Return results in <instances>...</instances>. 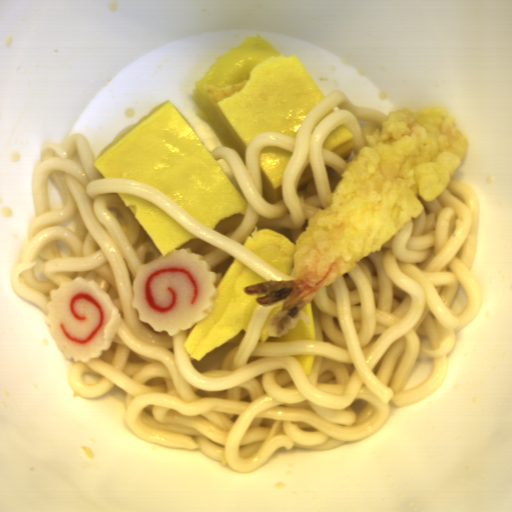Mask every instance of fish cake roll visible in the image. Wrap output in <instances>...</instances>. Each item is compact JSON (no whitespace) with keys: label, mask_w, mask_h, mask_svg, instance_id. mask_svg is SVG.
<instances>
[{"label":"fish cake roll","mask_w":512,"mask_h":512,"mask_svg":"<svg viewBox=\"0 0 512 512\" xmlns=\"http://www.w3.org/2000/svg\"><path fill=\"white\" fill-rule=\"evenodd\" d=\"M220 281L208 262L189 249L177 248L137 268L131 308L140 321L171 337L206 319Z\"/></svg>","instance_id":"fish-cake-roll-1"},{"label":"fish cake roll","mask_w":512,"mask_h":512,"mask_svg":"<svg viewBox=\"0 0 512 512\" xmlns=\"http://www.w3.org/2000/svg\"><path fill=\"white\" fill-rule=\"evenodd\" d=\"M43 322L59 353L68 361L101 358L109 350L123 321L117 305L94 280H60L51 288Z\"/></svg>","instance_id":"fish-cake-roll-2"}]
</instances>
